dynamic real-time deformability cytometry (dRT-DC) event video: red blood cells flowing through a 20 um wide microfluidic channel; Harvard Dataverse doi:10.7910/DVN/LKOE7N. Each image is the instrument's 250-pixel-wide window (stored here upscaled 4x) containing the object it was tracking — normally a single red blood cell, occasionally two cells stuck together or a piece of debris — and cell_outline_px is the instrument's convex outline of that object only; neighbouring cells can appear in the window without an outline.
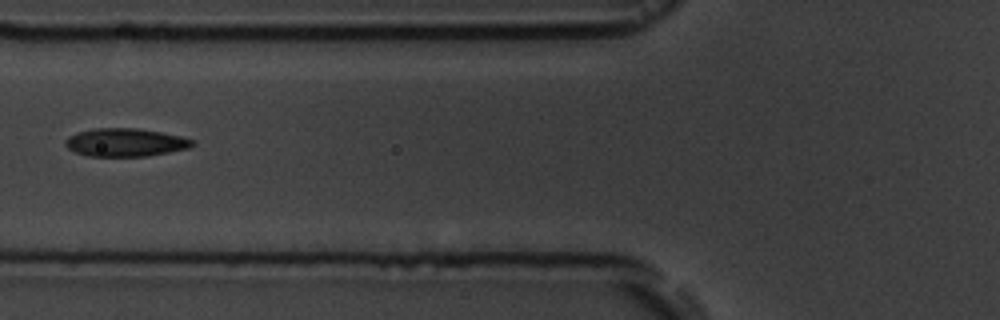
{"species": "common noctule bat (a hibernating species)", "species_latin": "Nyctalus noctula", "temperature_condition": "room temperature", "stored_images_in_passage": 7, "camera_frame_rate_fps": 3000, "um_per_image_px": 0.085, "animal": {"sex": "male", "body_mass_g": 19.5, "forearm_length_mm": 54.6}, "frame": {"image": 1, "passage_image": 6, "time_ms": 6.667, "image_size_px": [1000, 320], "cell_outline_px": [[196, 144], [188, 148], [168, 152], [144, 156], [88, 156], [76, 152], [68, 148], [64, 144], [64, 140], [68, 136], [76, 132], [96, 128], [136, 128], [160, 132], [180, 136], [192, 140]], "centroid_in_image_um": [10.61, 12.1], "position_along_channel_um": 115.2, "area_um2": 20.69}}
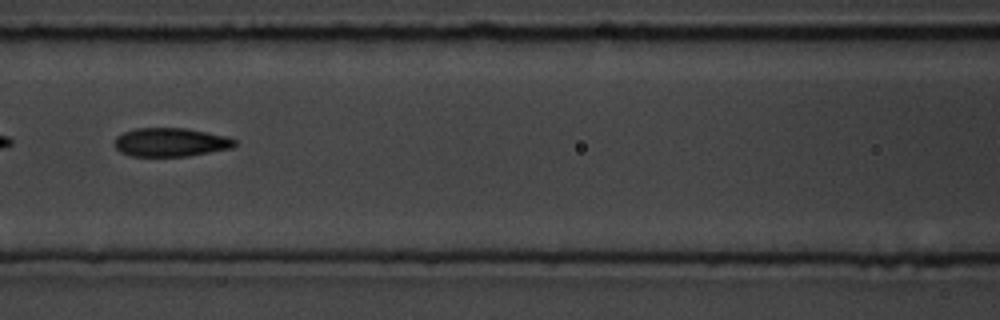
{"frame": {"image": 2, "passage_image": 7, "time_ms": 7.667, "image_size_px": [1000, 320], "cell_outline_px": [[236, 144], [232, 148], [188, 156], [132, 156], [120, 152], [112, 144], [116, 136], [124, 132], [136, 128], [184, 128], [228, 136], [236, 140]], "centroid_in_image_um": [14.48, 12.09], "position_along_channel_um": 152.1, "area_um2": 20.17}}